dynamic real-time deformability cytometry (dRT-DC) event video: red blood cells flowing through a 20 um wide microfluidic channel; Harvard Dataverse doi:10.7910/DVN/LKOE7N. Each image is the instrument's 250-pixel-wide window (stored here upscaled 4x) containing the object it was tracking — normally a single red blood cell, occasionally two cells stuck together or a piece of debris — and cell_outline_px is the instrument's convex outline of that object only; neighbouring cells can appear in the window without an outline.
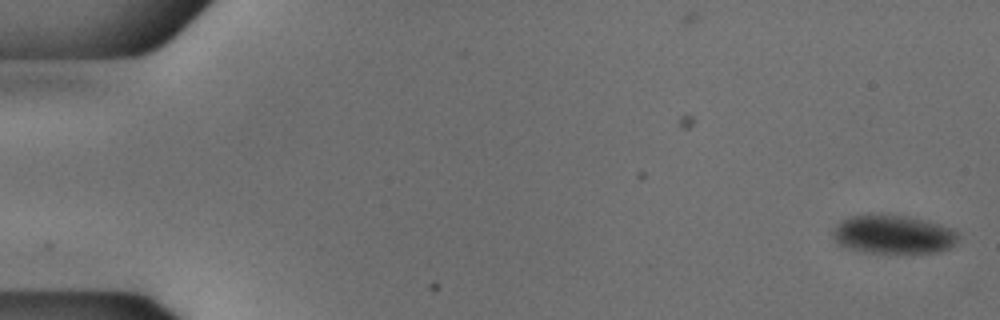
{"species": "common noctule bat (a hibernating species)", "species_latin": "Nyctalus noctula", "temperature_condition": "cold", "stored_images_in_passage": 53, "camera_frame_rate_fps": 3000, "um_per_image_px": 0.085, "animal": {"sex": "male", "body_mass_g": 18.8}, "frame": {"image": 1, "passage_image": 1, "time_ms": 0.0, "image_size_px": [1000, 320], "cell_outline_px": [[960, 236], [948, 248], [940, 252], [864, 252], [848, 248], [836, 244], [832, 236], [832, 232], [836, 224], [840, 220], [848, 216], [868, 212], [908, 216], [940, 224], [956, 232]], "centroid_in_image_um": [75.82, 19.89], "position_along_channel_um": 9.2, "area_um2": 28.61}}
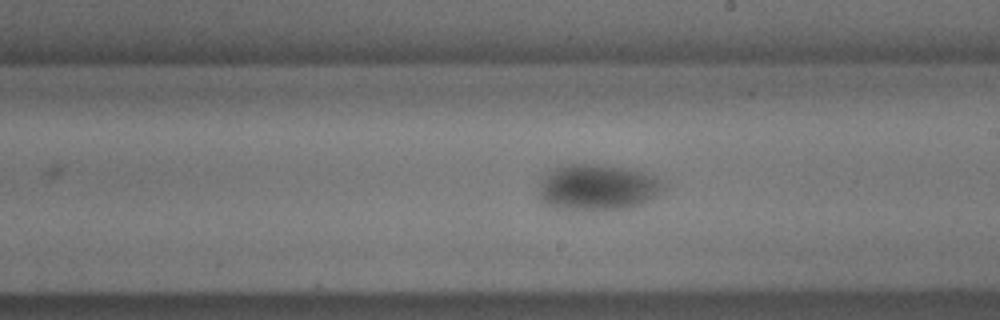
{"frame": {"image": 2, "passage_image": 31, "time_ms": 10.0, "image_size_px": [1000, 320], "cell_outline_px": [[664, 188], [660, 192], [648, 200], [632, 208], [552, 208], [544, 204], [540, 200], [540, 184], [544, 172], [552, 168], [568, 164], [600, 164], [624, 168], [656, 176], [664, 184]], "centroid_in_image_um": [50.74, 15.89], "position_along_channel_um": 238.3, "area_um2": 33.0}}
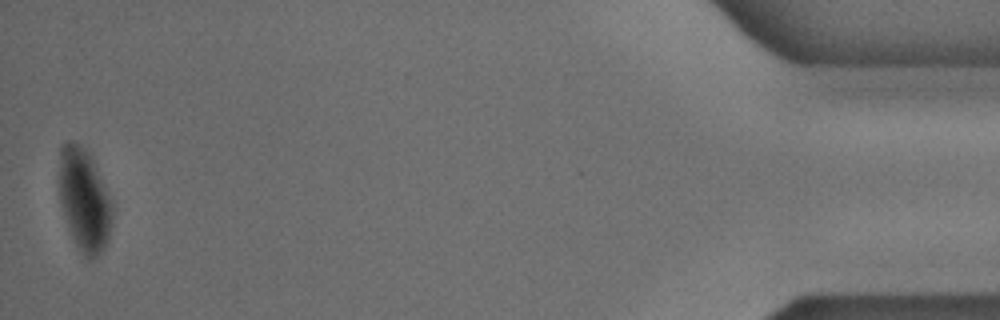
{"frame": {"image": 3, "passage_image": 53, "time_ms": 17.333, "image_size_px": [1000, 320], "cell_outline_px": [[112, 224], [108, 240], [104, 248], [92, 260], [84, 260], [68, 228], [60, 204], [60, 148], [68, 140], [72, 140], [80, 144], [88, 152], [112, 200]], "centroid_in_image_um": [7.17, 17.04], "position_along_channel_um": 428.0, "area_um2": 31.85}}